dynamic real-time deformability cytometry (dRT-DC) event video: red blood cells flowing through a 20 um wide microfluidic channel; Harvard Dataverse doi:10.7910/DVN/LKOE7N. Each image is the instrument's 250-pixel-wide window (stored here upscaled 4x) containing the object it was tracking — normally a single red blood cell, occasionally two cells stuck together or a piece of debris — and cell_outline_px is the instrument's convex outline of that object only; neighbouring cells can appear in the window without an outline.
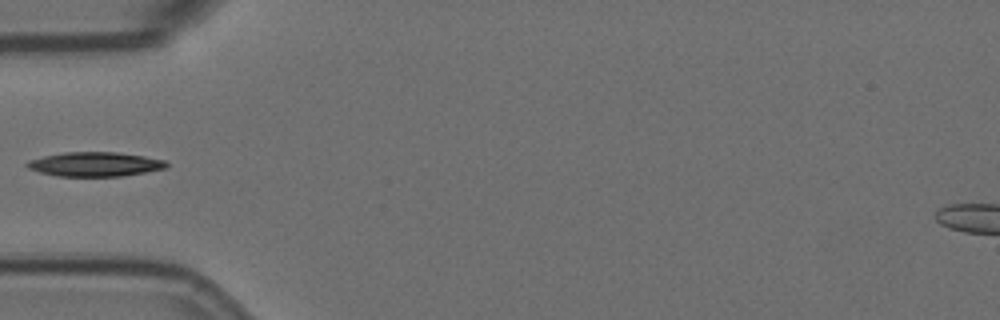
{"species": "Egyptian fruit bat (a non-hibernating species)", "species_latin": "Rousettus aegyptiacus", "temperature_condition": "room temperature", "stored_images_in_passage": 1, "camera_frame_rate_fps": 3000, "um_per_image_px": 0.085, "animal": {"sex": "female"}, "frame": {"image": 1, "passage_image": 1, "time_ms": 0.0, "image_size_px": [1000, 320], "cell_outline_px": [[168, 168], [124, 176], [56, 176], [40, 172], [28, 168], [24, 164], [28, 160], [44, 156], [64, 152], [116, 152], [144, 156], [164, 160], [168, 164]], "centroid_in_image_um": [8.07, 13.96], "position_along_channel_um": 76.9, "area_um2": 19.83}}